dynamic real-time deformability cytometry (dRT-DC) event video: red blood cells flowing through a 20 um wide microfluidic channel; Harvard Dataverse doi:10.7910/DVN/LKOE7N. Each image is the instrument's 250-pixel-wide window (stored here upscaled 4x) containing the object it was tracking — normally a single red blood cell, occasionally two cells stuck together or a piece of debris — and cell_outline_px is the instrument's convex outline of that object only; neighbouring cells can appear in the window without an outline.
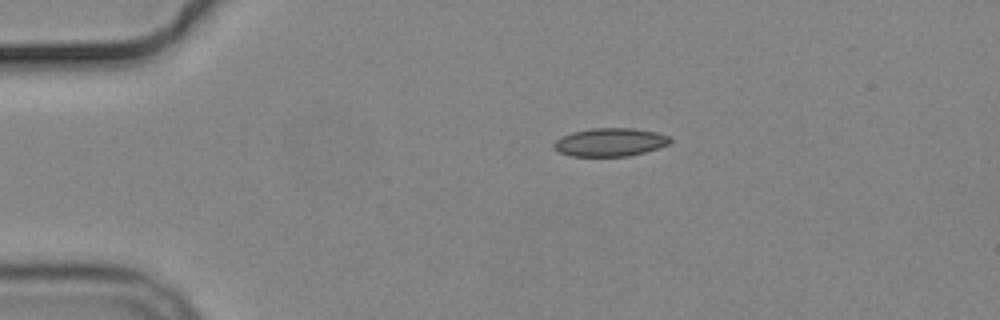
{"species": "common noctule bat (a hibernating species)", "species_latin": "Nyctalus noctula", "temperature_condition": "cold", "stored_images_in_passage": 5, "camera_frame_rate_fps": 3000, "um_per_image_px": 0.085, "animal": {"sex": "male", "body_mass_g": 19.2, "forearm_length_mm": 51.8}, "frame": {"image": 1, "passage_image": 1, "time_ms": 0.0, "image_size_px": [1000, 320], "cell_outline_px": [[672, 140], [668, 144], [644, 152], [628, 156], [568, 156], [560, 152], [552, 144], [556, 140], [572, 132], [592, 128], [632, 128], [656, 132], [668, 136]], "centroid_in_image_um": [51.85, 12.08], "position_along_channel_um": 33.2, "area_um2": 18.9}}
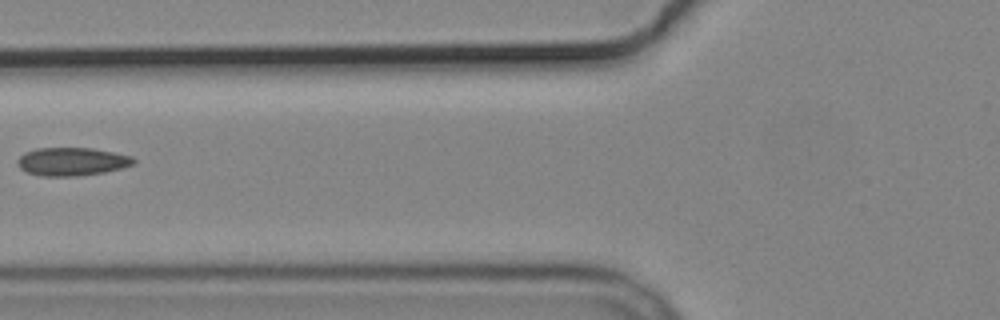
{"frame": {"image": 2, "passage_image": 4, "time_ms": 3.667, "image_size_px": [1000, 320], "cell_outline_px": [[136, 164], [104, 172], [76, 176], [40, 176], [28, 172], [20, 168], [16, 160], [24, 152], [36, 148], [92, 148], [132, 156], [136, 160]], "centroid_in_image_um": [6.11, 13.73], "position_along_channel_um": 119.7, "area_um2": 19.07}}
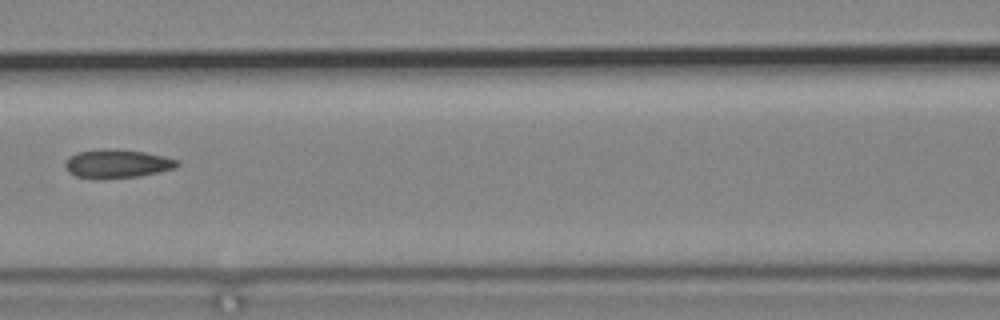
{"frame": {"image": 3, "passage_image": 5, "time_ms": 4.667, "image_size_px": [1000, 320], "cell_outline_px": [[180, 164], [176, 168], [160, 172], [140, 176], [104, 180], [96, 180], [76, 176], [68, 172], [64, 168], [64, 164], [68, 156], [76, 152], [100, 148], [116, 148], [144, 152], [164, 156], [180, 160]], "centroid_in_image_um": [9.93, 13.92], "position_along_channel_um": 156.7, "area_um2": 19.48}}